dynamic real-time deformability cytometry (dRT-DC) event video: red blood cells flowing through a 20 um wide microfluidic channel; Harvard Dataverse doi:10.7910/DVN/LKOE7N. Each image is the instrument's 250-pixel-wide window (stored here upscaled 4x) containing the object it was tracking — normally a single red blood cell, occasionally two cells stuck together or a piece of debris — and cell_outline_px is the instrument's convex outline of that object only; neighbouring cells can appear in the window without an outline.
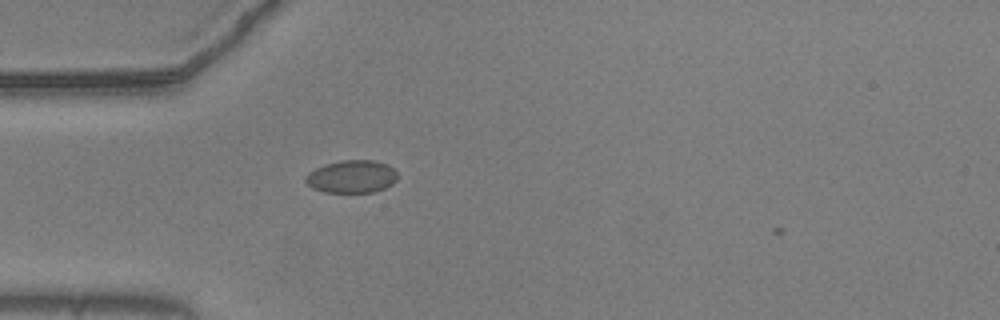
{"species": "common noctule bat (a hibernating species)", "species_latin": "Nyctalus noctula", "temperature_condition": "warm", "stored_images_in_passage": 2, "camera_frame_rate_fps": 3000, "um_per_image_px": 0.085, "animal": {"sex": "male", "body_mass_g": 20.5, "forearm_length_mm": 52.5}, "frame": {"image": 1, "passage_image": 1, "time_ms": 0.0, "image_size_px": [1000, 320], "cell_outline_px": [[396, 180], [392, 184], [384, 188], [372, 192], [324, 192], [312, 188], [304, 180], [304, 176], [308, 172], [324, 164], [340, 160], [372, 160], [388, 164], [396, 172]], "centroid_in_image_um": [29.86, 15.0], "position_along_channel_um": 55.1, "area_um2": 17.57}}